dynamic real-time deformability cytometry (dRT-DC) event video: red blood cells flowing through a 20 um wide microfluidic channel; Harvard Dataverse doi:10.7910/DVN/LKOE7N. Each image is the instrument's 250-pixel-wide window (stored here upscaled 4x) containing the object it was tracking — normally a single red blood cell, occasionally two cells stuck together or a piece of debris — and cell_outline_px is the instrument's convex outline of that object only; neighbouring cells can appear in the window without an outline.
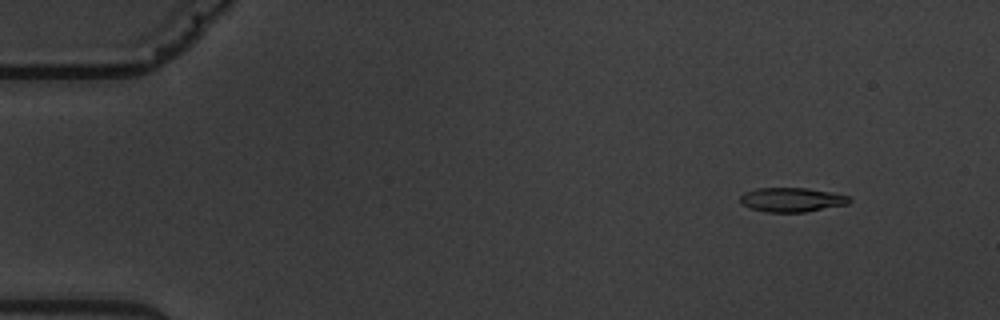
{"species": "common noctule bat (a hibernating species)", "species_latin": "Nyctalus noctula", "temperature_condition": "warm", "stored_images_in_passage": 5, "camera_frame_rate_fps": 3000, "um_per_image_px": 0.085, "animal": {"sex": "male", "body_mass_g": 19.5, "forearm_length_mm": 54.6}, "frame": {"image": 1, "passage_image": 2, "time_ms": 1.0, "image_size_px": [1000, 320], "cell_outline_px": [[852, 200], [848, 204], [804, 212], [768, 212], [752, 208], [744, 204], [740, 200], [740, 196], [744, 192], [756, 188], [808, 188], [848, 196]], "centroid_in_image_um": [67.3, 16.97], "position_along_channel_um": 17.7, "area_um2": 15.2}}
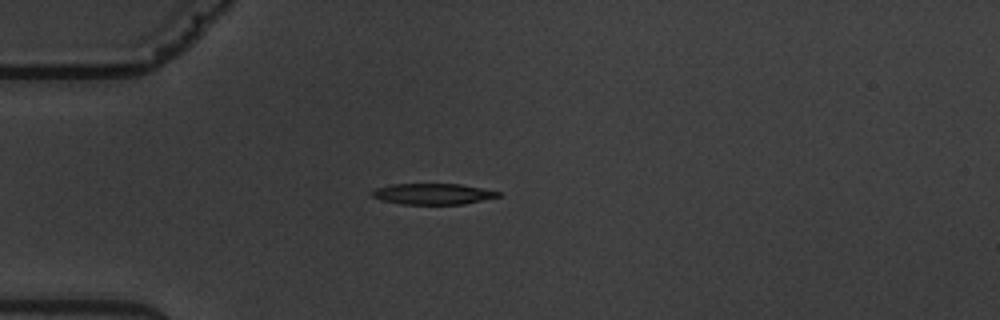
{"frame": {"image": 2, "passage_image": 5, "time_ms": 4.333, "image_size_px": [1000, 320], "cell_outline_px": [[504, 196], [464, 204], [400, 204], [380, 200], [372, 196], [372, 192], [376, 188], [392, 184], [460, 184], [500, 192]], "centroid_in_image_um": [36.82, 16.49], "position_along_channel_um": 48.2, "area_um2": 15.43}}